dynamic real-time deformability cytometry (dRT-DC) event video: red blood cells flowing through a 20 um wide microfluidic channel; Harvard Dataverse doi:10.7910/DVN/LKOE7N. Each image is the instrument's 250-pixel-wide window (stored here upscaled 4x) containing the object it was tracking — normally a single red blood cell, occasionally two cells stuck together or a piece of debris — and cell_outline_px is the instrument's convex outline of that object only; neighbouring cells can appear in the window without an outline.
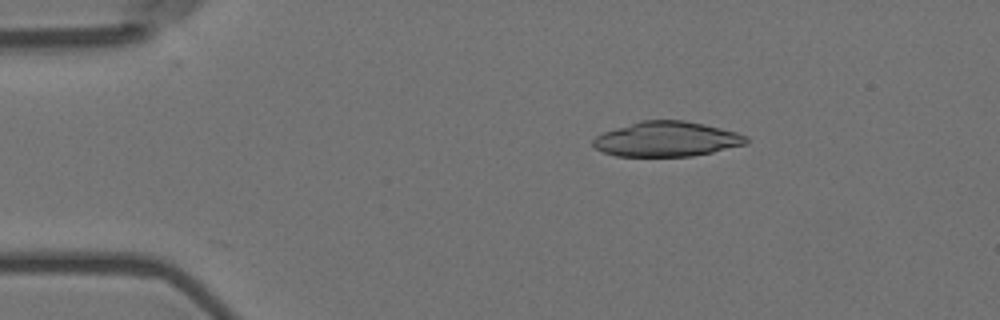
{"species": "Egyptian fruit bat (a non-hibernating species)", "species_latin": "Rousettus aegyptiacus", "temperature_condition": "room temperature", "stored_images_in_passage": 5, "camera_frame_rate_fps": 3000, "um_per_image_px": 0.085, "animal": {"sex": "female"}, "frame": {"image": 1, "passage_image": 3, "time_ms": 0.667, "image_size_px": [1000, 320], "cell_outline_px": [[748, 140], [744, 144], [712, 152], [692, 156], [616, 156], [604, 152], [596, 148], [592, 144], [592, 140], [596, 136], [604, 132], [640, 120], [684, 120], [704, 124], [736, 132], [748, 136]], "centroid_in_image_um": [56.65, 11.82], "position_along_channel_um": 28.3, "area_um2": 30.98}}